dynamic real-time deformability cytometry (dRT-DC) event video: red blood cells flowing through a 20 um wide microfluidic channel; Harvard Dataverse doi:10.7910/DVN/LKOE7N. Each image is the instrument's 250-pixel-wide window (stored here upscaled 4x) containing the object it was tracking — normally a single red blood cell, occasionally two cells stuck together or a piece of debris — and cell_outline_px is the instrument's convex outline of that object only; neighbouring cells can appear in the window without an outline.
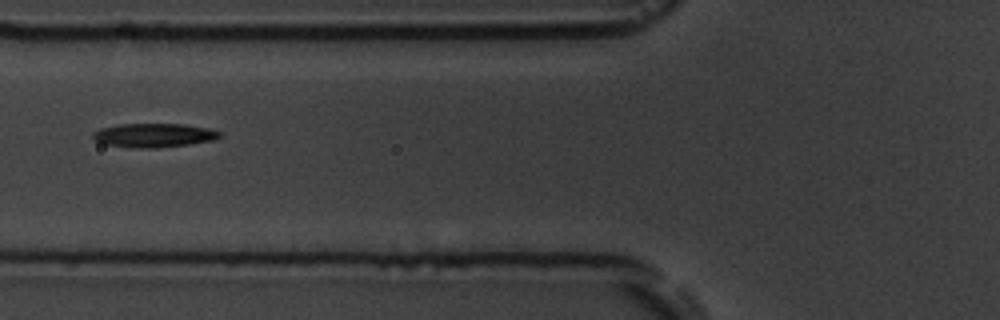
{"species": "common noctule bat (a hibernating species)", "species_latin": "Nyctalus noctula", "temperature_condition": "room temperature", "stored_images_in_passage": 4, "camera_frame_rate_fps": 3000, "um_per_image_px": 0.085, "animal": {"sex": "male", "body_mass_g": 19.5, "forearm_length_mm": 54.6}, "frame": {"image": 1, "passage_image": 3, "time_ms": 2.0, "image_size_px": [1000, 320], "cell_outline_px": [[220, 136], [212, 140], [188, 144], [156, 148], [140, 148], [104, 144], [96, 140], [92, 136], [92, 132], [100, 128], [116, 124], [184, 124], [208, 128], [220, 132]], "centroid_in_image_um": [13.03, 11.49], "position_along_channel_um": 112.8, "area_um2": 17.51}}
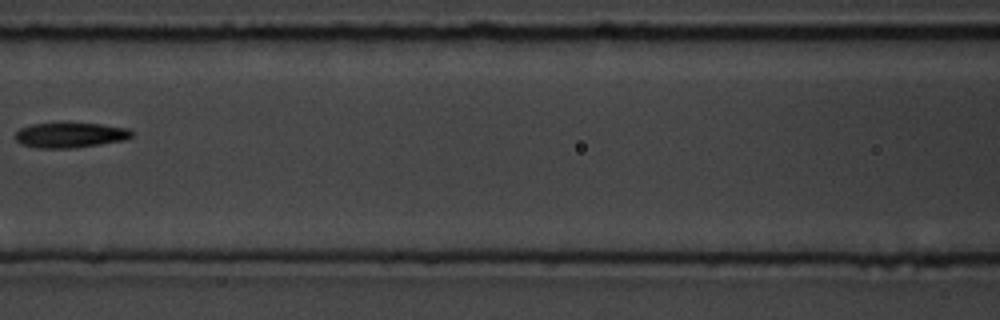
{"frame": {"image": 2, "passage_image": 4, "time_ms": 3.333, "image_size_px": [1000, 320], "cell_outline_px": [[132, 136], [124, 140], [72, 148], [40, 148], [20, 144], [16, 140], [16, 132], [20, 128], [32, 124], [100, 124], [128, 128], [132, 132]], "centroid_in_image_um": [5.95, 11.49], "position_along_channel_um": 160.6, "area_um2": 16.65}}